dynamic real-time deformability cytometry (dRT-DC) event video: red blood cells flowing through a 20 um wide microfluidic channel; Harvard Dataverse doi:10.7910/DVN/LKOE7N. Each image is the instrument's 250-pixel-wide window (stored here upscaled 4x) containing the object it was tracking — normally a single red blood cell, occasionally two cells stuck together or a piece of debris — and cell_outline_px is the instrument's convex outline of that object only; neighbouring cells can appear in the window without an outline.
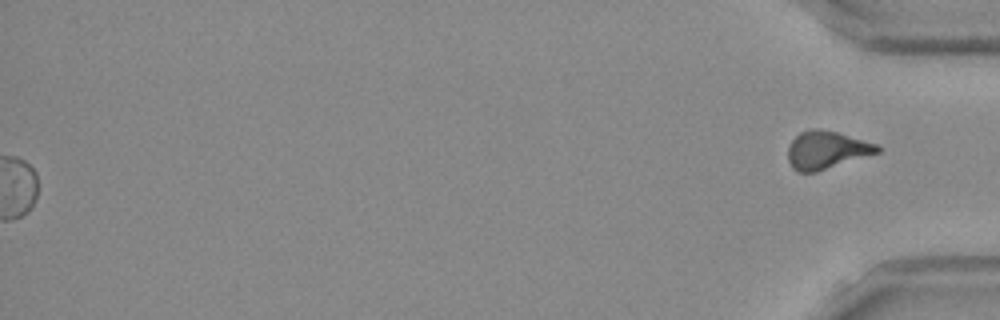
{"species": "Egyptian fruit bat (a non-hibernating species)", "species_latin": "Rousettus aegyptiacus", "temperature_condition": "room temperature", "stored_images_in_passage": 49, "segment_of_instrument_passage": [2, 2], "camera_frame_rate_fps": 3000, "um_per_image_px": 0.085, "frame": {"image": 1, "passage_image": 49, "time_ms": 16.0, "image_size_px": [1000, 320], "cell_outline_px": [[880, 152], [816, 172], [796, 172], [792, 168], [788, 160], [788, 148], [792, 140], [800, 132], [812, 128], [816, 128], [836, 132], [876, 144], [880, 148]], "centroid_in_image_um": [70.22, 12.76], "position_along_channel_um": 365.0, "area_um2": 19.54}}